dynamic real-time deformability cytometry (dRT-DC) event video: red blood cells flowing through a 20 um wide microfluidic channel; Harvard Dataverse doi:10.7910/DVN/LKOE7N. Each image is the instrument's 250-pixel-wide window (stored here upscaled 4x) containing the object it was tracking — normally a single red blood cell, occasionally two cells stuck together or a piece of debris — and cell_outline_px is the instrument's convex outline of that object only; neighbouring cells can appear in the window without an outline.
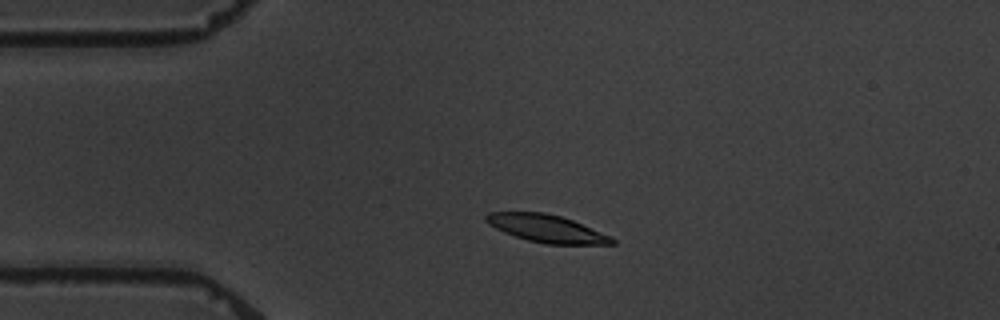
{"species": "common noctule bat (a hibernating species)", "species_latin": "Nyctalus noctula", "temperature_condition": "warm", "stored_images_in_passage": 4, "camera_frame_rate_fps": 3000, "um_per_image_px": 0.085, "animal": {"sex": "male", "body_mass_g": 19.5, "forearm_length_mm": 54.6}, "frame": {"image": 1, "passage_image": 3, "time_ms": 2.333, "image_size_px": [1000, 320], "cell_outline_px": [[616, 244], [544, 244], [528, 240], [504, 232], [488, 224], [484, 220], [484, 216], [488, 212], [544, 212], [560, 216], [572, 220], [612, 236], [616, 240]], "centroid_in_image_um": [46.46, 19.42], "position_along_channel_um": 38.5, "area_um2": 20.23}}